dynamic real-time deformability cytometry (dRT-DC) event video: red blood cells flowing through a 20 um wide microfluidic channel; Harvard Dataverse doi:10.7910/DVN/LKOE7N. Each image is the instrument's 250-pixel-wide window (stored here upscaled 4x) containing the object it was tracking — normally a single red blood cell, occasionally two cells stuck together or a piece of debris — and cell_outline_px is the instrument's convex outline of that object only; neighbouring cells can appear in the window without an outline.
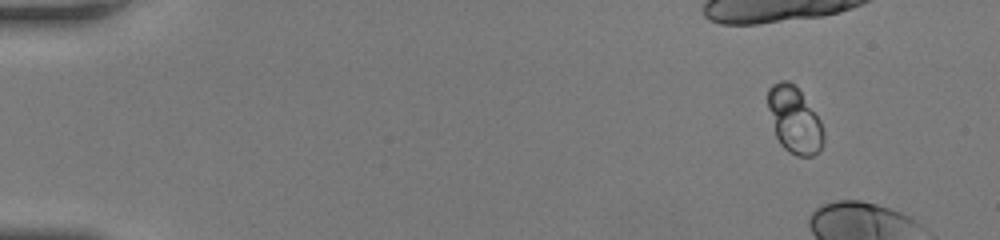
{"species": "human", "species_latin": "Homo sapiens", "temperature_condition": "room temperature", "stored_images_in_passage": 9, "camera_frame_rate_fps": 3000, "um_per_image_px": 0.085, "donor": {"sex": "female"}, "frame": {"image": 1, "passage_image": 1, "time_ms": 0.0, "image_size_px": [1000, 240], "cell_outline_px": [[824, 140], [820, 148], [812, 156], [796, 156], [784, 148], [780, 144], [776, 136], [768, 108], [768, 88], [772, 84], [780, 80], [788, 80], [800, 92], [820, 120], [824, 132]], "centroid_in_image_um": [67.51, 10.2], "position_along_channel_um": 17.5, "area_um2": 21.21}}